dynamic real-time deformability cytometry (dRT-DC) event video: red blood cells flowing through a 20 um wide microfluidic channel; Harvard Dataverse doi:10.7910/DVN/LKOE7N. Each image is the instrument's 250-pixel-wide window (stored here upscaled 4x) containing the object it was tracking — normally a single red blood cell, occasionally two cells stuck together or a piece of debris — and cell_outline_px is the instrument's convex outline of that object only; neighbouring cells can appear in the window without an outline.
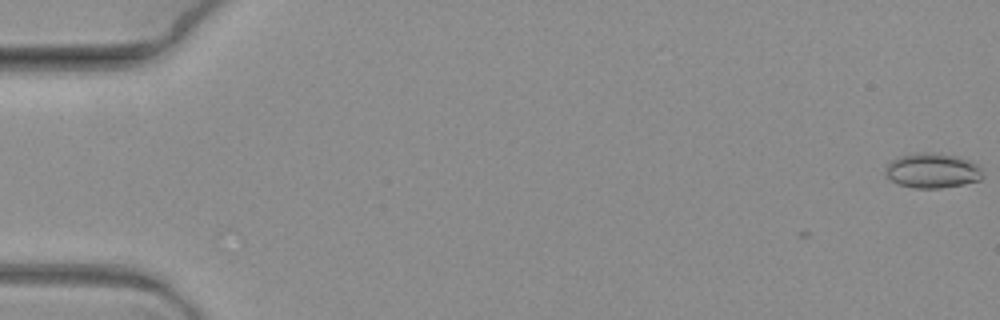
{"species": "common noctule bat (a hibernating species)", "species_latin": "Nyctalus noctula", "temperature_condition": "warm", "stored_images_in_passage": 2, "camera_frame_rate_fps": 3000, "um_per_image_px": 0.085, "animal": {"sex": "female", "body_mass_g": 19.3, "forearm_length_mm": 54.1}, "frame": {"image": 1, "passage_image": 2, "time_ms": 0.333, "image_size_px": [1000, 320], "cell_outline_px": [[984, 176], [980, 180], [964, 184], [940, 188], [912, 188], [900, 184], [884, 176], [884, 168], [892, 160], [900, 156], [924, 152], [960, 156], [976, 164], [980, 168]], "centroid_in_image_um": [79.24, 14.51], "position_along_channel_um": 5.8, "area_um2": 19.77}}